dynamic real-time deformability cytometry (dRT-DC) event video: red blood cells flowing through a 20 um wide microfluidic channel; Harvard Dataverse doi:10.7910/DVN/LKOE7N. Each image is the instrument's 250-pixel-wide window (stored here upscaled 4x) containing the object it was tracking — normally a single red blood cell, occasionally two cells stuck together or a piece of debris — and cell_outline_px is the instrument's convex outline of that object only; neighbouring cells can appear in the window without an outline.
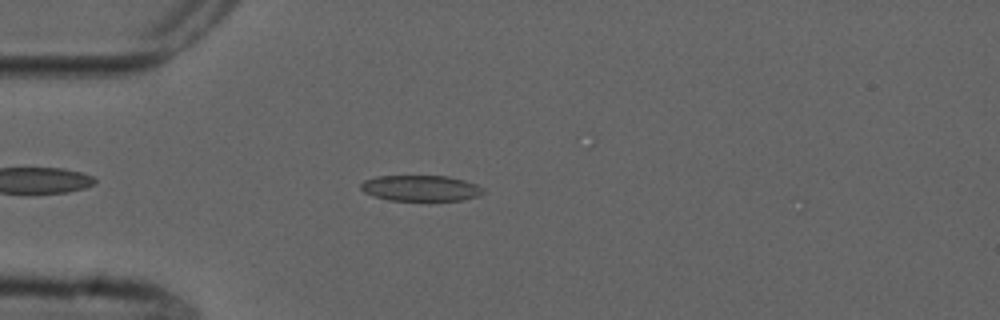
{"species": "common noctule bat (a hibernating species)", "species_latin": "Nyctalus noctula", "temperature_condition": "cold", "stored_images_in_passage": 2, "camera_frame_rate_fps": 3000, "um_per_image_px": 0.085, "animal": {"sex": "male", "forearm_length_mm": 52.5}, "frame": {"image": 1, "passage_image": 2, "time_ms": 1.0, "image_size_px": [1000, 320], "cell_outline_px": [[484, 192], [476, 196], [460, 200], [388, 200], [364, 192], [360, 188], [360, 184], [364, 180], [376, 176], [448, 176], [464, 180], [476, 184], [484, 188]], "centroid_in_image_um": [35.74, 15.98], "position_along_channel_um": 49.3, "area_um2": 18.26}}